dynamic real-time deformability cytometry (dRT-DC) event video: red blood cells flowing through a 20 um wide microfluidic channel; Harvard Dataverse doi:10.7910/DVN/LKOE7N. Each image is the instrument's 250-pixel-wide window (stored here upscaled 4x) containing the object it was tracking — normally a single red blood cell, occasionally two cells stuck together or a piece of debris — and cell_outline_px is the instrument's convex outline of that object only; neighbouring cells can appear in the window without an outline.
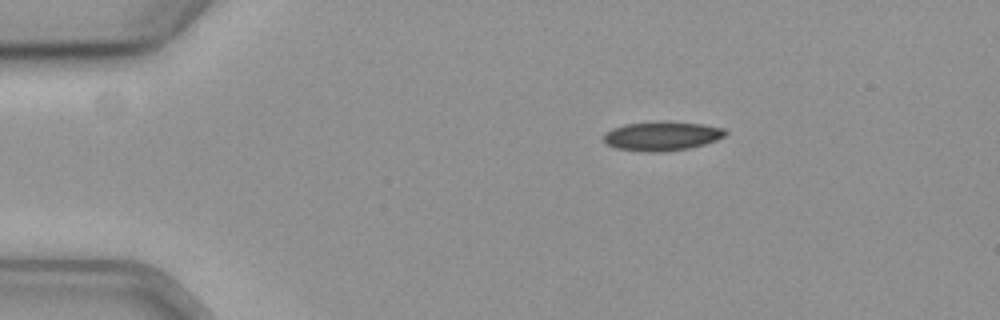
{"species": "common noctule bat (a hibernating species)", "species_latin": "Nyctalus noctula", "temperature_condition": "cold", "stored_images_in_passage": 39, "camera_frame_rate_fps": 3000, "um_per_image_px": 0.085, "animal": {"sex": "female", "body_mass_g": 19.3, "forearm_length_mm": 54.1}, "frame": {"image": 1, "passage_image": 1, "time_ms": 0.0, "image_size_px": [1000, 320], "cell_outline_px": [[728, 132], [724, 136], [716, 140], [704, 144], [688, 148], [664, 152], [644, 152], [616, 148], [608, 144], [604, 140], [604, 136], [612, 128], [624, 124], [700, 124], [724, 128]], "centroid_in_image_um": [56.27, 11.62], "position_along_channel_um": 28.7, "area_um2": 19.65}}
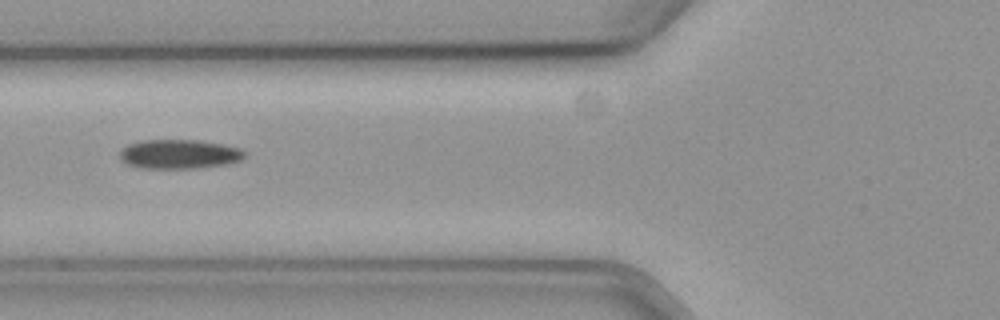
{"frame": {"image": 2, "passage_image": 13, "time_ms": 4.0, "image_size_px": [1000, 320], "cell_outline_px": [[244, 156], [240, 160], [228, 164], [196, 168], [140, 168], [128, 164], [120, 160], [120, 152], [128, 144], [144, 140], [200, 140], [220, 144], [236, 148], [244, 152]], "centroid_in_image_um": [15.19, 13.1], "position_along_channel_um": 110.6, "area_um2": 21.04}}
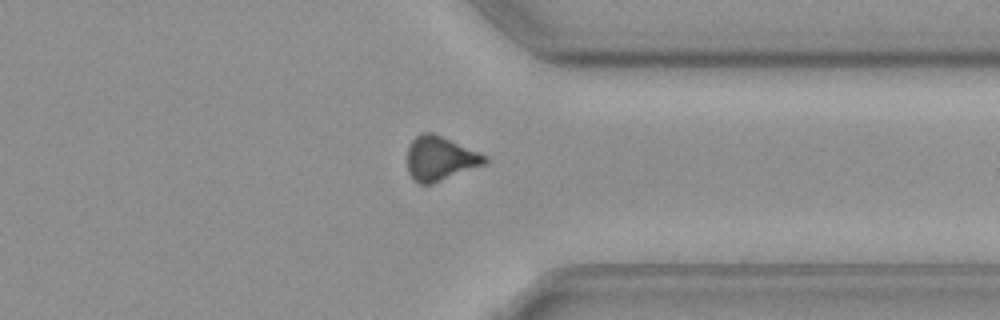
{"frame": {"image": 3, "passage_image": 35, "time_ms": 11.333, "image_size_px": [1000, 320], "cell_outline_px": [[488, 160], [484, 164], [432, 184], [420, 184], [412, 180], [408, 172], [408, 148], [412, 140], [420, 132], [432, 132], [476, 152], [484, 156]], "centroid_in_image_um": [37.33, 13.48], "position_along_channel_um": 374.1, "area_um2": 19.54}, "authors_computed_cell_mechanics": {"area_um2": 21.2126, "velocity_mm_per_s": 3.6293, "shape_relaxation_time_tau1_ms": 5.7444, "shape_relaxation_time_tau2_ms": null, "deformation_change_tau1": 0.1127, "deformation_change_tau2": null}}